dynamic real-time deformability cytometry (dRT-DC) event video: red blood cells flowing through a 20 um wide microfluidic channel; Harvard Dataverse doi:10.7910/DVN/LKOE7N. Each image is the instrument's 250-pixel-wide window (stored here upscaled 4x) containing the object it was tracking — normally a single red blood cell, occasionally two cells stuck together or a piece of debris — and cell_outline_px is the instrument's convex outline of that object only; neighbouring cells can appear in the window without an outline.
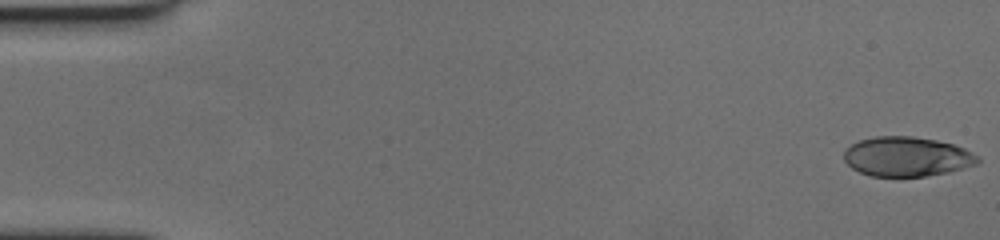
{"species": "human", "species_latin": "Homo sapiens", "temperature_condition": "cold", "stored_images_in_passage": 59, "camera_frame_rate_fps": 3000, "um_per_image_px": 0.085, "donor": {"sex": "female"}, "frame": {"image": 1, "passage_image": 1, "time_ms": 0.0, "image_size_px": [1000, 240], "cell_outline_px": [[980, 160], [976, 164], [948, 172], [924, 176], [868, 176], [852, 168], [844, 160], [844, 148], [860, 140], [876, 136], [912, 136], [936, 140], [952, 144], [964, 148], [972, 152]], "centroid_in_image_um": [77.04, 13.31], "position_along_channel_um": 8.0, "area_um2": 30.75}}
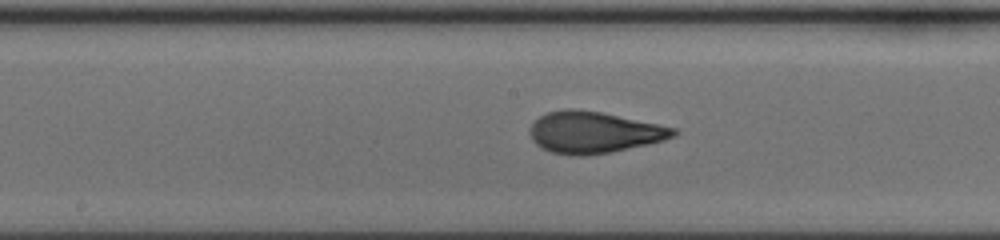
{"frame": {"image": 2, "passage_image": 31, "time_ms": 10.0, "image_size_px": [1000, 240], "cell_outline_px": [[680, 132], [676, 136], [664, 140], [648, 144], [612, 152], [584, 156], [576, 156], [552, 152], [540, 148], [532, 140], [528, 132], [532, 124], [540, 116], [548, 112], [564, 108], [576, 108], [600, 112], [676, 128]], "centroid_in_image_um": [50.47, 11.25], "position_along_channel_um": 197.7, "area_um2": 34.85}}
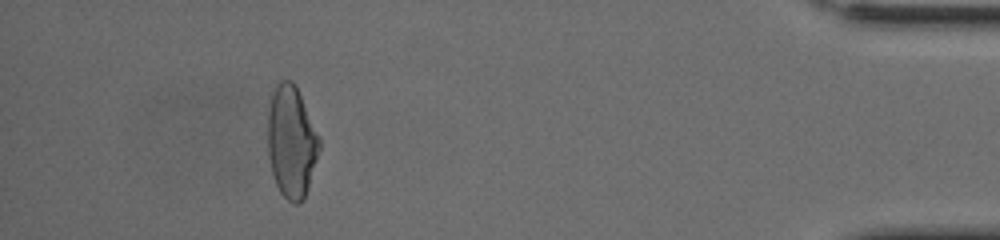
{"frame": {"image": 3, "passage_image": 54, "time_ms": 17.667, "image_size_px": [1000, 240], "cell_outline_px": [[320, 148], [308, 188], [304, 200], [300, 204], [292, 204], [280, 192], [272, 176], [268, 156], [268, 108], [272, 92], [276, 84], [280, 80], [292, 80], [296, 84], [320, 136]], "centroid_in_image_um": [24.77, 12.04], "position_along_channel_um": 410.4, "area_um2": 34.22}, "authors_computed_cell_mechanics": {"area_um2": 33.4084, "velocity_mm_per_s": 3.5265, "shape_relaxation_time_tau1_ms": 5.0117, "shape_relaxation_time_tau2_ms": 0.9206, "deformation_change_tau1": 0.1934, "deformation_change_tau2": 0.0732}}